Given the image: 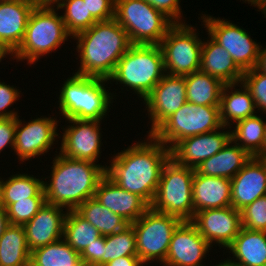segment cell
Listing matches in <instances>:
<instances>
[{
  "mask_svg": "<svg viewBox=\"0 0 266 266\" xmlns=\"http://www.w3.org/2000/svg\"><path fill=\"white\" fill-rule=\"evenodd\" d=\"M114 155L106 175L119 187L139 195L151 205L171 150L148 134L146 141H138Z\"/></svg>",
  "mask_w": 266,
  "mask_h": 266,
  "instance_id": "obj_1",
  "label": "cell"
},
{
  "mask_svg": "<svg viewBox=\"0 0 266 266\" xmlns=\"http://www.w3.org/2000/svg\"><path fill=\"white\" fill-rule=\"evenodd\" d=\"M73 39L80 58L75 74L103 79L113 75L118 61L132 45L126 30L114 18L97 21Z\"/></svg>",
  "mask_w": 266,
  "mask_h": 266,
  "instance_id": "obj_2",
  "label": "cell"
},
{
  "mask_svg": "<svg viewBox=\"0 0 266 266\" xmlns=\"http://www.w3.org/2000/svg\"><path fill=\"white\" fill-rule=\"evenodd\" d=\"M53 159L50 176L42 178H49L43 182L46 203L76 210L94 197L100 180L106 175L107 165L70 159L61 153L55 154Z\"/></svg>",
  "mask_w": 266,
  "mask_h": 266,
  "instance_id": "obj_3",
  "label": "cell"
},
{
  "mask_svg": "<svg viewBox=\"0 0 266 266\" xmlns=\"http://www.w3.org/2000/svg\"><path fill=\"white\" fill-rule=\"evenodd\" d=\"M73 74L60 89L59 114L65 122L71 118L102 121L116 96L105 88L109 80Z\"/></svg>",
  "mask_w": 266,
  "mask_h": 266,
  "instance_id": "obj_4",
  "label": "cell"
},
{
  "mask_svg": "<svg viewBox=\"0 0 266 266\" xmlns=\"http://www.w3.org/2000/svg\"><path fill=\"white\" fill-rule=\"evenodd\" d=\"M166 74L160 45L132 44L108 79L145 99ZM119 82V83H118ZM129 90H128V88Z\"/></svg>",
  "mask_w": 266,
  "mask_h": 266,
  "instance_id": "obj_5",
  "label": "cell"
},
{
  "mask_svg": "<svg viewBox=\"0 0 266 266\" xmlns=\"http://www.w3.org/2000/svg\"><path fill=\"white\" fill-rule=\"evenodd\" d=\"M54 7H34L28 19L24 38L13 52V60L34 64L42 56L56 51L72 38L62 17ZM69 37V38H68Z\"/></svg>",
  "mask_w": 266,
  "mask_h": 266,
  "instance_id": "obj_6",
  "label": "cell"
},
{
  "mask_svg": "<svg viewBox=\"0 0 266 266\" xmlns=\"http://www.w3.org/2000/svg\"><path fill=\"white\" fill-rule=\"evenodd\" d=\"M194 173V168L180 165L170 157L163 165L157 192L150 207L182 221H192Z\"/></svg>",
  "mask_w": 266,
  "mask_h": 266,
  "instance_id": "obj_7",
  "label": "cell"
},
{
  "mask_svg": "<svg viewBox=\"0 0 266 266\" xmlns=\"http://www.w3.org/2000/svg\"><path fill=\"white\" fill-rule=\"evenodd\" d=\"M114 19L132 44L160 45L174 23L145 0H115Z\"/></svg>",
  "mask_w": 266,
  "mask_h": 266,
  "instance_id": "obj_8",
  "label": "cell"
},
{
  "mask_svg": "<svg viewBox=\"0 0 266 266\" xmlns=\"http://www.w3.org/2000/svg\"><path fill=\"white\" fill-rule=\"evenodd\" d=\"M223 125L219 106H198L186 102L166 118L151 135L170 150L182 139L218 130Z\"/></svg>",
  "mask_w": 266,
  "mask_h": 266,
  "instance_id": "obj_9",
  "label": "cell"
},
{
  "mask_svg": "<svg viewBox=\"0 0 266 266\" xmlns=\"http://www.w3.org/2000/svg\"><path fill=\"white\" fill-rule=\"evenodd\" d=\"M182 222L178 217L155 211L150 207L131 224L136 236L139 259L144 264L153 263L155 260L160 265L163 264L173 233Z\"/></svg>",
  "mask_w": 266,
  "mask_h": 266,
  "instance_id": "obj_10",
  "label": "cell"
},
{
  "mask_svg": "<svg viewBox=\"0 0 266 266\" xmlns=\"http://www.w3.org/2000/svg\"><path fill=\"white\" fill-rule=\"evenodd\" d=\"M192 25L174 24L160 43L166 74L185 76L200 70L202 40Z\"/></svg>",
  "mask_w": 266,
  "mask_h": 266,
  "instance_id": "obj_11",
  "label": "cell"
},
{
  "mask_svg": "<svg viewBox=\"0 0 266 266\" xmlns=\"http://www.w3.org/2000/svg\"><path fill=\"white\" fill-rule=\"evenodd\" d=\"M202 15V25L205 26L207 34L228 51L243 72L256 67L260 43L255 42L246 32L247 30L225 18Z\"/></svg>",
  "mask_w": 266,
  "mask_h": 266,
  "instance_id": "obj_12",
  "label": "cell"
},
{
  "mask_svg": "<svg viewBox=\"0 0 266 266\" xmlns=\"http://www.w3.org/2000/svg\"><path fill=\"white\" fill-rule=\"evenodd\" d=\"M19 116L16 117L14 152L19 158V162L28 161L34 157L45 156L49 152L56 138L59 121L52 117H36V119L21 122ZM26 122V124H25ZM23 123V124H22Z\"/></svg>",
  "mask_w": 266,
  "mask_h": 266,
  "instance_id": "obj_13",
  "label": "cell"
},
{
  "mask_svg": "<svg viewBox=\"0 0 266 266\" xmlns=\"http://www.w3.org/2000/svg\"><path fill=\"white\" fill-rule=\"evenodd\" d=\"M70 125L64 128L60 151L67 158L98 162L101 156V121L66 119ZM72 123V124H71Z\"/></svg>",
  "mask_w": 266,
  "mask_h": 266,
  "instance_id": "obj_14",
  "label": "cell"
},
{
  "mask_svg": "<svg viewBox=\"0 0 266 266\" xmlns=\"http://www.w3.org/2000/svg\"><path fill=\"white\" fill-rule=\"evenodd\" d=\"M187 102L184 76L165 74L152 92L144 99L151 128V134L166 118L177 112Z\"/></svg>",
  "mask_w": 266,
  "mask_h": 266,
  "instance_id": "obj_15",
  "label": "cell"
},
{
  "mask_svg": "<svg viewBox=\"0 0 266 266\" xmlns=\"http://www.w3.org/2000/svg\"><path fill=\"white\" fill-rule=\"evenodd\" d=\"M191 222L211 246L217 244L224 249L242 229L241 211L233 206L202 210L194 215Z\"/></svg>",
  "mask_w": 266,
  "mask_h": 266,
  "instance_id": "obj_16",
  "label": "cell"
},
{
  "mask_svg": "<svg viewBox=\"0 0 266 266\" xmlns=\"http://www.w3.org/2000/svg\"><path fill=\"white\" fill-rule=\"evenodd\" d=\"M211 247L191 221H183L173 233L162 266H201Z\"/></svg>",
  "mask_w": 266,
  "mask_h": 266,
  "instance_id": "obj_17",
  "label": "cell"
},
{
  "mask_svg": "<svg viewBox=\"0 0 266 266\" xmlns=\"http://www.w3.org/2000/svg\"><path fill=\"white\" fill-rule=\"evenodd\" d=\"M229 127L222 126L212 132L190 136L171 149V157L180 165L196 168L201 162L219 152L231 139ZM221 129L223 131H221Z\"/></svg>",
  "mask_w": 266,
  "mask_h": 266,
  "instance_id": "obj_18",
  "label": "cell"
},
{
  "mask_svg": "<svg viewBox=\"0 0 266 266\" xmlns=\"http://www.w3.org/2000/svg\"><path fill=\"white\" fill-rule=\"evenodd\" d=\"M264 195H266V161L252 156L231 179V206L241 211Z\"/></svg>",
  "mask_w": 266,
  "mask_h": 266,
  "instance_id": "obj_19",
  "label": "cell"
},
{
  "mask_svg": "<svg viewBox=\"0 0 266 266\" xmlns=\"http://www.w3.org/2000/svg\"><path fill=\"white\" fill-rule=\"evenodd\" d=\"M63 210V207L45 203L38 213L23 225L30 251L63 238L64 222L68 212Z\"/></svg>",
  "mask_w": 266,
  "mask_h": 266,
  "instance_id": "obj_20",
  "label": "cell"
},
{
  "mask_svg": "<svg viewBox=\"0 0 266 266\" xmlns=\"http://www.w3.org/2000/svg\"><path fill=\"white\" fill-rule=\"evenodd\" d=\"M94 198L129 224L138 220L150 208L142 197L119 187L107 175L100 180Z\"/></svg>",
  "mask_w": 266,
  "mask_h": 266,
  "instance_id": "obj_21",
  "label": "cell"
},
{
  "mask_svg": "<svg viewBox=\"0 0 266 266\" xmlns=\"http://www.w3.org/2000/svg\"><path fill=\"white\" fill-rule=\"evenodd\" d=\"M34 7L28 0L0 1V41L11 52L21 44Z\"/></svg>",
  "mask_w": 266,
  "mask_h": 266,
  "instance_id": "obj_22",
  "label": "cell"
},
{
  "mask_svg": "<svg viewBox=\"0 0 266 266\" xmlns=\"http://www.w3.org/2000/svg\"><path fill=\"white\" fill-rule=\"evenodd\" d=\"M194 215L207 209L231 206V179L198 174L192 183Z\"/></svg>",
  "mask_w": 266,
  "mask_h": 266,
  "instance_id": "obj_23",
  "label": "cell"
},
{
  "mask_svg": "<svg viewBox=\"0 0 266 266\" xmlns=\"http://www.w3.org/2000/svg\"><path fill=\"white\" fill-rule=\"evenodd\" d=\"M200 71L219 79L224 84L241 82L244 72L236 65L231 55L209 35L201 47Z\"/></svg>",
  "mask_w": 266,
  "mask_h": 266,
  "instance_id": "obj_24",
  "label": "cell"
},
{
  "mask_svg": "<svg viewBox=\"0 0 266 266\" xmlns=\"http://www.w3.org/2000/svg\"><path fill=\"white\" fill-rule=\"evenodd\" d=\"M226 250L233 254L230 266H266V232L242 227Z\"/></svg>",
  "mask_w": 266,
  "mask_h": 266,
  "instance_id": "obj_25",
  "label": "cell"
},
{
  "mask_svg": "<svg viewBox=\"0 0 266 266\" xmlns=\"http://www.w3.org/2000/svg\"><path fill=\"white\" fill-rule=\"evenodd\" d=\"M251 158L245 149L230 139L219 152L201 162L195 171L201 175L232 179Z\"/></svg>",
  "mask_w": 266,
  "mask_h": 266,
  "instance_id": "obj_26",
  "label": "cell"
},
{
  "mask_svg": "<svg viewBox=\"0 0 266 266\" xmlns=\"http://www.w3.org/2000/svg\"><path fill=\"white\" fill-rule=\"evenodd\" d=\"M236 86L241 88L236 89ZM219 111L222 125L229 128H232L231 125L236 122L257 113L253 98L242 82L224 84L221 91Z\"/></svg>",
  "mask_w": 266,
  "mask_h": 266,
  "instance_id": "obj_27",
  "label": "cell"
},
{
  "mask_svg": "<svg viewBox=\"0 0 266 266\" xmlns=\"http://www.w3.org/2000/svg\"><path fill=\"white\" fill-rule=\"evenodd\" d=\"M43 180L28 174L11 175L1 182L0 205L6 208L18 200H46Z\"/></svg>",
  "mask_w": 266,
  "mask_h": 266,
  "instance_id": "obj_28",
  "label": "cell"
},
{
  "mask_svg": "<svg viewBox=\"0 0 266 266\" xmlns=\"http://www.w3.org/2000/svg\"><path fill=\"white\" fill-rule=\"evenodd\" d=\"M187 102L198 106H219L224 86L219 79L199 71L185 75Z\"/></svg>",
  "mask_w": 266,
  "mask_h": 266,
  "instance_id": "obj_29",
  "label": "cell"
},
{
  "mask_svg": "<svg viewBox=\"0 0 266 266\" xmlns=\"http://www.w3.org/2000/svg\"><path fill=\"white\" fill-rule=\"evenodd\" d=\"M23 225L10 224L0 237V266H30Z\"/></svg>",
  "mask_w": 266,
  "mask_h": 266,
  "instance_id": "obj_30",
  "label": "cell"
},
{
  "mask_svg": "<svg viewBox=\"0 0 266 266\" xmlns=\"http://www.w3.org/2000/svg\"><path fill=\"white\" fill-rule=\"evenodd\" d=\"M76 211L97 228L102 236L112 235L130 225L124 218L101 205L94 197L82 203Z\"/></svg>",
  "mask_w": 266,
  "mask_h": 266,
  "instance_id": "obj_31",
  "label": "cell"
},
{
  "mask_svg": "<svg viewBox=\"0 0 266 266\" xmlns=\"http://www.w3.org/2000/svg\"><path fill=\"white\" fill-rule=\"evenodd\" d=\"M80 254L61 238L31 251L30 266H81Z\"/></svg>",
  "mask_w": 266,
  "mask_h": 266,
  "instance_id": "obj_32",
  "label": "cell"
},
{
  "mask_svg": "<svg viewBox=\"0 0 266 266\" xmlns=\"http://www.w3.org/2000/svg\"><path fill=\"white\" fill-rule=\"evenodd\" d=\"M265 123L257 114L240 120L231 129V139L251 156H257L264 144Z\"/></svg>",
  "mask_w": 266,
  "mask_h": 266,
  "instance_id": "obj_33",
  "label": "cell"
},
{
  "mask_svg": "<svg viewBox=\"0 0 266 266\" xmlns=\"http://www.w3.org/2000/svg\"><path fill=\"white\" fill-rule=\"evenodd\" d=\"M101 236L97 228L83 218L76 210H68L63 230V239L72 249L81 254L87 246Z\"/></svg>",
  "mask_w": 266,
  "mask_h": 266,
  "instance_id": "obj_34",
  "label": "cell"
},
{
  "mask_svg": "<svg viewBox=\"0 0 266 266\" xmlns=\"http://www.w3.org/2000/svg\"><path fill=\"white\" fill-rule=\"evenodd\" d=\"M56 8L57 10L64 8L65 13L61 17L72 38L98 21L92 14H88L86 1L83 0H62Z\"/></svg>",
  "mask_w": 266,
  "mask_h": 266,
  "instance_id": "obj_35",
  "label": "cell"
},
{
  "mask_svg": "<svg viewBox=\"0 0 266 266\" xmlns=\"http://www.w3.org/2000/svg\"><path fill=\"white\" fill-rule=\"evenodd\" d=\"M124 256H137L136 236L131 224L122 231L105 236L102 265Z\"/></svg>",
  "mask_w": 266,
  "mask_h": 266,
  "instance_id": "obj_36",
  "label": "cell"
},
{
  "mask_svg": "<svg viewBox=\"0 0 266 266\" xmlns=\"http://www.w3.org/2000/svg\"><path fill=\"white\" fill-rule=\"evenodd\" d=\"M241 82L249 90L255 107L266 113V74L256 68L245 71Z\"/></svg>",
  "mask_w": 266,
  "mask_h": 266,
  "instance_id": "obj_37",
  "label": "cell"
},
{
  "mask_svg": "<svg viewBox=\"0 0 266 266\" xmlns=\"http://www.w3.org/2000/svg\"><path fill=\"white\" fill-rule=\"evenodd\" d=\"M242 227L266 232V195L241 210Z\"/></svg>",
  "mask_w": 266,
  "mask_h": 266,
  "instance_id": "obj_38",
  "label": "cell"
},
{
  "mask_svg": "<svg viewBox=\"0 0 266 266\" xmlns=\"http://www.w3.org/2000/svg\"><path fill=\"white\" fill-rule=\"evenodd\" d=\"M46 203V200H18L9 204L5 210L12 225H25Z\"/></svg>",
  "mask_w": 266,
  "mask_h": 266,
  "instance_id": "obj_39",
  "label": "cell"
},
{
  "mask_svg": "<svg viewBox=\"0 0 266 266\" xmlns=\"http://www.w3.org/2000/svg\"><path fill=\"white\" fill-rule=\"evenodd\" d=\"M19 89L16 86L7 85L5 82H0V118H16L18 112L13 110H7L9 106L16 103L20 97Z\"/></svg>",
  "mask_w": 266,
  "mask_h": 266,
  "instance_id": "obj_40",
  "label": "cell"
},
{
  "mask_svg": "<svg viewBox=\"0 0 266 266\" xmlns=\"http://www.w3.org/2000/svg\"><path fill=\"white\" fill-rule=\"evenodd\" d=\"M156 10L162 12L174 24H184L181 19L183 16L179 0H145Z\"/></svg>",
  "mask_w": 266,
  "mask_h": 266,
  "instance_id": "obj_41",
  "label": "cell"
},
{
  "mask_svg": "<svg viewBox=\"0 0 266 266\" xmlns=\"http://www.w3.org/2000/svg\"><path fill=\"white\" fill-rule=\"evenodd\" d=\"M86 1L88 14H92L98 21L114 18L115 0H83Z\"/></svg>",
  "mask_w": 266,
  "mask_h": 266,
  "instance_id": "obj_42",
  "label": "cell"
},
{
  "mask_svg": "<svg viewBox=\"0 0 266 266\" xmlns=\"http://www.w3.org/2000/svg\"><path fill=\"white\" fill-rule=\"evenodd\" d=\"M105 236H100L94 243L87 246L80 254L82 263L102 265V257L104 255Z\"/></svg>",
  "mask_w": 266,
  "mask_h": 266,
  "instance_id": "obj_43",
  "label": "cell"
},
{
  "mask_svg": "<svg viewBox=\"0 0 266 266\" xmlns=\"http://www.w3.org/2000/svg\"><path fill=\"white\" fill-rule=\"evenodd\" d=\"M16 118H0V153L9 146L14 149Z\"/></svg>",
  "mask_w": 266,
  "mask_h": 266,
  "instance_id": "obj_44",
  "label": "cell"
},
{
  "mask_svg": "<svg viewBox=\"0 0 266 266\" xmlns=\"http://www.w3.org/2000/svg\"><path fill=\"white\" fill-rule=\"evenodd\" d=\"M145 264L138 256L119 257L113 261L107 262L104 266H144Z\"/></svg>",
  "mask_w": 266,
  "mask_h": 266,
  "instance_id": "obj_45",
  "label": "cell"
},
{
  "mask_svg": "<svg viewBox=\"0 0 266 266\" xmlns=\"http://www.w3.org/2000/svg\"><path fill=\"white\" fill-rule=\"evenodd\" d=\"M262 45L259 47V55H258V61L256 65V69L260 72H263L266 74V46L263 48Z\"/></svg>",
  "mask_w": 266,
  "mask_h": 266,
  "instance_id": "obj_46",
  "label": "cell"
},
{
  "mask_svg": "<svg viewBox=\"0 0 266 266\" xmlns=\"http://www.w3.org/2000/svg\"><path fill=\"white\" fill-rule=\"evenodd\" d=\"M10 225L5 208L0 205V237L3 235L7 227Z\"/></svg>",
  "mask_w": 266,
  "mask_h": 266,
  "instance_id": "obj_47",
  "label": "cell"
},
{
  "mask_svg": "<svg viewBox=\"0 0 266 266\" xmlns=\"http://www.w3.org/2000/svg\"><path fill=\"white\" fill-rule=\"evenodd\" d=\"M30 1L35 7H55L56 4L58 5L62 0H28Z\"/></svg>",
  "mask_w": 266,
  "mask_h": 266,
  "instance_id": "obj_48",
  "label": "cell"
},
{
  "mask_svg": "<svg viewBox=\"0 0 266 266\" xmlns=\"http://www.w3.org/2000/svg\"><path fill=\"white\" fill-rule=\"evenodd\" d=\"M6 55H13V52H11L1 41H0V62L2 59L6 57Z\"/></svg>",
  "mask_w": 266,
  "mask_h": 266,
  "instance_id": "obj_49",
  "label": "cell"
},
{
  "mask_svg": "<svg viewBox=\"0 0 266 266\" xmlns=\"http://www.w3.org/2000/svg\"><path fill=\"white\" fill-rule=\"evenodd\" d=\"M257 158H266V123H265V137H264V144L262 147V151L256 156Z\"/></svg>",
  "mask_w": 266,
  "mask_h": 266,
  "instance_id": "obj_50",
  "label": "cell"
},
{
  "mask_svg": "<svg viewBox=\"0 0 266 266\" xmlns=\"http://www.w3.org/2000/svg\"><path fill=\"white\" fill-rule=\"evenodd\" d=\"M258 8L259 10L258 11H261L265 18H266V0H261L256 6L255 8Z\"/></svg>",
  "mask_w": 266,
  "mask_h": 266,
  "instance_id": "obj_51",
  "label": "cell"
},
{
  "mask_svg": "<svg viewBox=\"0 0 266 266\" xmlns=\"http://www.w3.org/2000/svg\"><path fill=\"white\" fill-rule=\"evenodd\" d=\"M261 0H245L244 2L246 3V2H248V4H250L251 3V5L250 6H256L259 2H260Z\"/></svg>",
  "mask_w": 266,
  "mask_h": 266,
  "instance_id": "obj_52",
  "label": "cell"
},
{
  "mask_svg": "<svg viewBox=\"0 0 266 266\" xmlns=\"http://www.w3.org/2000/svg\"><path fill=\"white\" fill-rule=\"evenodd\" d=\"M201 266H206L205 264L204 265H201ZM212 266H230L229 263L227 262V260L224 259V262H220L218 265H212Z\"/></svg>",
  "mask_w": 266,
  "mask_h": 266,
  "instance_id": "obj_53",
  "label": "cell"
},
{
  "mask_svg": "<svg viewBox=\"0 0 266 266\" xmlns=\"http://www.w3.org/2000/svg\"><path fill=\"white\" fill-rule=\"evenodd\" d=\"M81 266H104V265L82 263Z\"/></svg>",
  "mask_w": 266,
  "mask_h": 266,
  "instance_id": "obj_54",
  "label": "cell"
},
{
  "mask_svg": "<svg viewBox=\"0 0 266 266\" xmlns=\"http://www.w3.org/2000/svg\"><path fill=\"white\" fill-rule=\"evenodd\" d=\"M1 182H2V178H0V201H1Z\"/></svg>",
  "mask_w": 266,
  "mask_h": 266,
  "instance_id": "obj_55",
  "label": "cell"
}]
</instances>
